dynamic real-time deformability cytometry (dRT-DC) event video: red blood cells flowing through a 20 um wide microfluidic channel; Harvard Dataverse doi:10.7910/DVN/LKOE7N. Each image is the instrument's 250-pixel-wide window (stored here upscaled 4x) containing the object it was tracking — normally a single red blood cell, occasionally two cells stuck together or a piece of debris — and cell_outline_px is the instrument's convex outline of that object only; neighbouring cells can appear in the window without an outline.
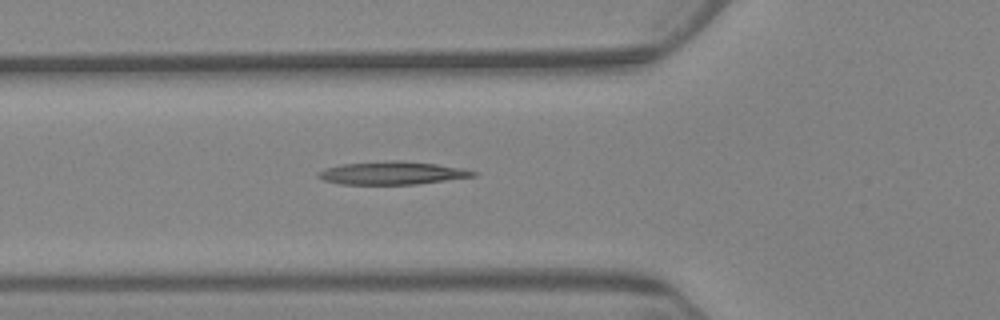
{"species": "Egyptian fruit bat (a non-hibernating species)", "species_latin": "Rousettus aegyptiacus", "temperature_condition": "warm", "stored_images_in_passage": 7, "camera_frame_rate_fps": 3000, "um_per_image_px": 0.085, "animal": {"sex": "female"}, "frame": {"image": 1, "passage_image": 7, "time_ms": 7.0, "image_size_px": [1000, 320], "cell_outline_px": [[476, 176], [416, 184], [340, 184], [324, 180], [316, 176], [316, 172], [324, 168], [340, 164], [392, 160], [400, 160], [436, 164], [464, 168], [476, 172]], "centroid_in_image_um": [33.29, 14.7], "position_along_channel_um": 92.5, "area_um2": 20.81}}